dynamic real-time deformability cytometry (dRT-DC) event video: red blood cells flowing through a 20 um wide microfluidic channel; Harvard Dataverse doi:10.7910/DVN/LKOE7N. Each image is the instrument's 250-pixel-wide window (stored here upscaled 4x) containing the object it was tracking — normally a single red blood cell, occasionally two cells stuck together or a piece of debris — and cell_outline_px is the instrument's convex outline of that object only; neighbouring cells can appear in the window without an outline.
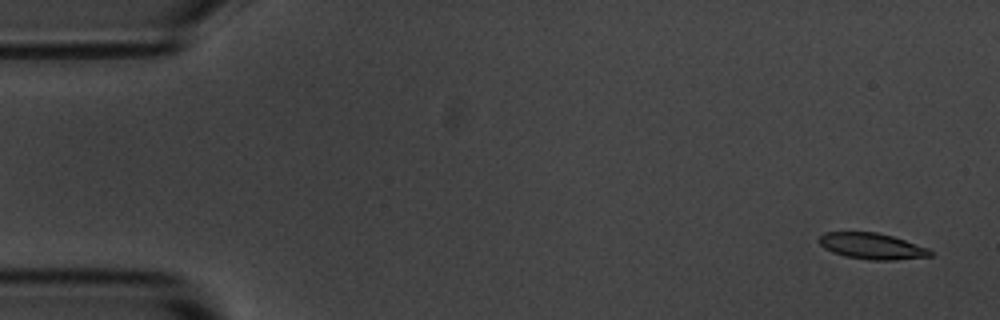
{"species": "common noctule bat (a hibernating species)", "species_latin": "Nyctalus noctula", "temperature_condition": "room temperature", "stored_images_in_passage": 6, "camera_frame_rate_fps": 3000, "um_per_image_px": 0.085, "animal": {"sex": "male", "body_mass_g": 20.1, "forearm_length_mm": 53.5}, "frame": {"image": 1, "passage_image": 1, "time_ms": 0.0, "image_size_px": [1000, 320], "cell_outline_px": [[932, 256], [896, 260], [868, 260], [844, 256], [832, 252], [824, 248], [820, 244], [820, 236], [824, 232], [876, 232], [892, 236], [928, 248], [932, 252]], "centroid_in_image_um": [74.11, 20.93], "position_along_channel_um": 10.9, "area_um2": 16.88}}
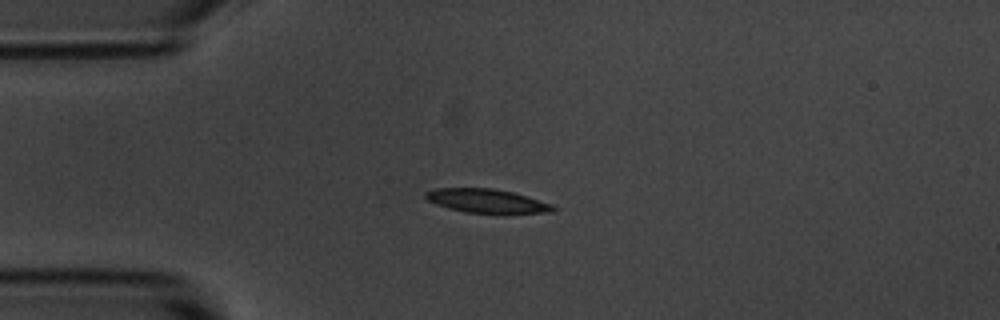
{"frame": {"image": 2, "passage_image": 4, "time_ms": 3.667, "image_size_px": [1000, 320], "cell_outline_px": [[556, 212], [508, 216], [504, 216], [464, 212], [448, 208], [436, 204], [428, 200], [424, 196], [424, 192], [436, 188], [492, 188], [512, 192], [552, 204], [556, 208]], "centroid_in_image_um": [41.46, 17.14], "position_along_channel_um": 43.5, "area_um2": 18.67}}